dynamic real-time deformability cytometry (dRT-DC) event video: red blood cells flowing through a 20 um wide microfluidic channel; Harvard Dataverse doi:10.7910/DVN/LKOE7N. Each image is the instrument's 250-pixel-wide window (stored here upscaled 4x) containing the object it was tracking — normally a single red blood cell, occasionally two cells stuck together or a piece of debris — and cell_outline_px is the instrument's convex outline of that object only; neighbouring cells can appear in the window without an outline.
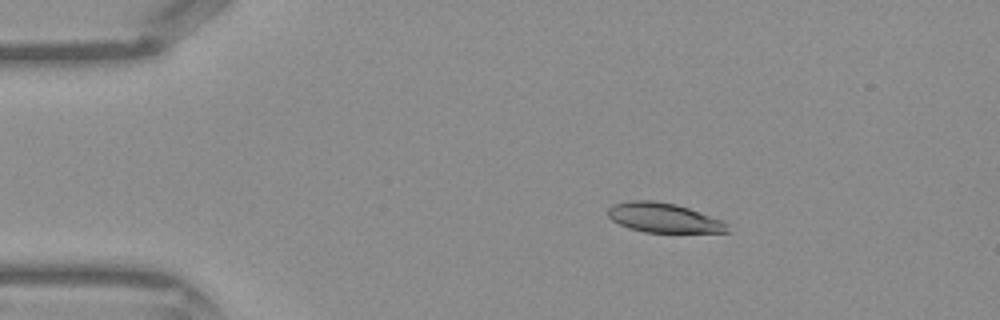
{"species": "Egyptian fruit bat (a non-hibernating species)", "species_latin": "Rousettus aegyptiacus", "temperature_condition": "warm", "stored_images_in_passage": 36, "camera_frame_rate_fps": 3000, "um_per_image_px": 0.085, "frame": {"image": 1, "passage_image": 1, "time_ms": 0.0, "image_size_px": [1000, 320], "cell_outline_px": [[732, 232], [644, 232], [628, 228], [612, 220], [608, 216], [608, 208], [612, 204], [632, 200], [652, 200], [676, 204], [724, 220]], "centroid_in_image_um": [56.42, 18.51], "position_along_channel_um": 28.6, "area_um2": 20.63}}
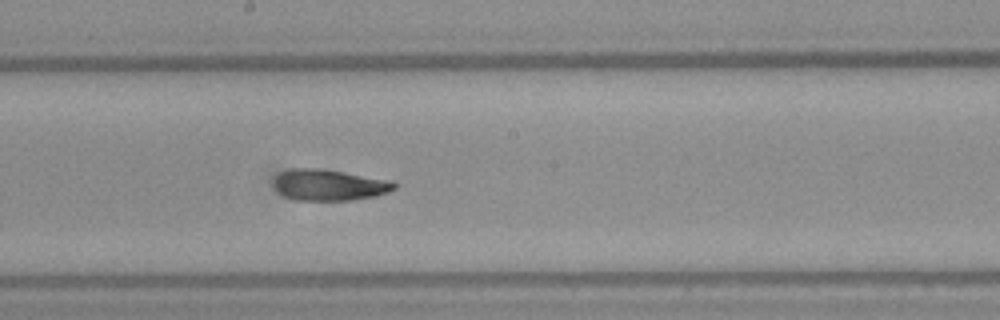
{"frame": {"image": 2, "passage_image": 17, "time_ms": 5.333, "image_size_px": [1000, 320], "cell_outline_px": [[396, 188], [388, 192], [376, 196], [352, 200], [300, 200], [284, 196], [276, 192], [272, 184], [272, 180], [280, 172], [292, 168], [324, 168], [392, 180], [396, 184]], "centroid_in_image_um": [27.96, 15.71], "position_along_channel_um": 220.2, "area_um2": 22.31}}
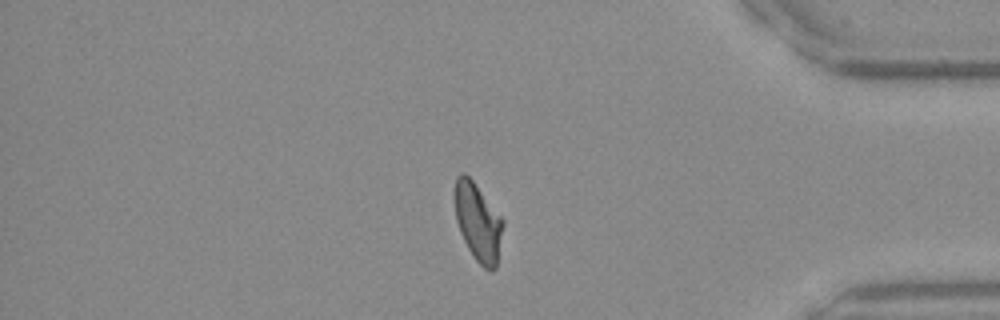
{"frame": {"image": 3, "passage_image": 30, "time_ms": 9.667, "image_size_px": [1000, 320], "cell_outline_px": [[504, 224], [496, 268], [492, 272], [484, 268], [476, 260], [468, 248], [460, 232], [456, 220], [452, 196], [452, 192], [456, 176], [460, 172], [464, 172], [472, 180], [504, 220]], "centroid_in_image_um": [40.59, 18.84], "position_along_channel_um": 394.6, "area_um2": 22.25}}